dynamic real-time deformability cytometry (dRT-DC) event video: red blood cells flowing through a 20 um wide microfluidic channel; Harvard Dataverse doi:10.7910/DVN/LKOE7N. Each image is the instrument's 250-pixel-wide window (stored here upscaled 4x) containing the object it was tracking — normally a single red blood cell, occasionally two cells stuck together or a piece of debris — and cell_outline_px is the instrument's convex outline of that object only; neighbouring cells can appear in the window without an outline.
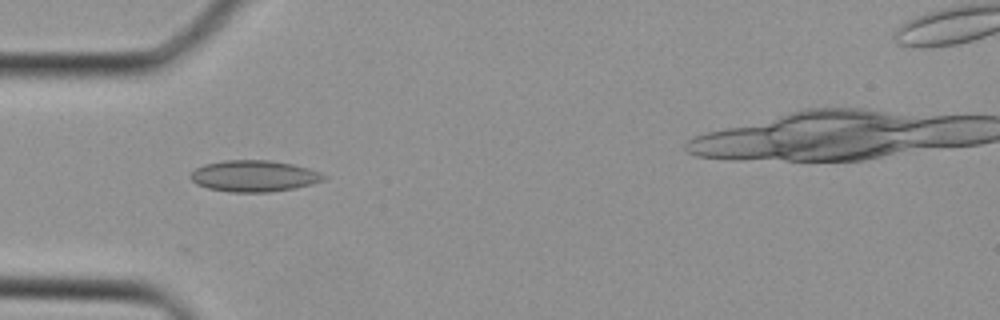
{"species": "Egyptian fruit bat (a non-hibernating species)", "species_latin": "Rousettus aegyptiacus", "temperature_condition": "cold", "stored_images_in_passage": 29, "camera_frame_rate_fps": 3000, "um_per_image_px": 0.085, "animal": {"sex": "female"}, "frame": {"image": 1, "passage_image": 7, "time_ms": 2.0, "image_size_px": [1000, 320], "cell_outline_px": [[328, 176], [324, 180], [312, 184], [292, 188], [268, 192], [228, 192], [208, 188], [196, 184], [188, 176], [196, 168], [204, 164], [224, 160], [268, 160], [292, 164], [308, 168], [320, 172]], "centroid_in_image_um": [21.58, 14.96], "position_along_channel_um": 63.4, "area_um2": 24.33}}
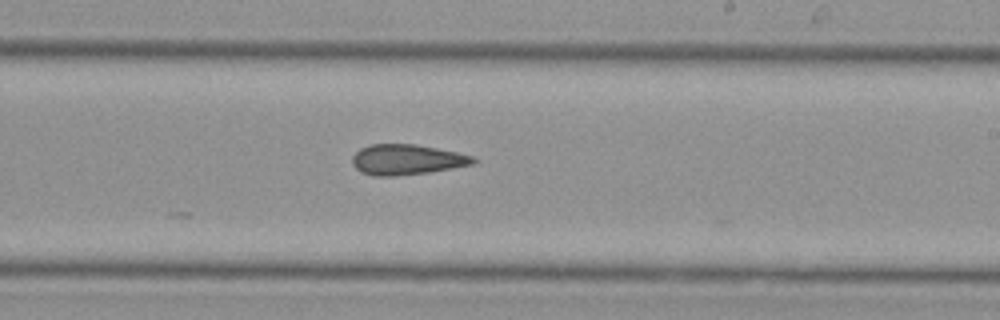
{"frame": {"image": 2, "passage_image": 17, "time_ms": 5.333, "image_size_px": [1000, 320], "cell_outline_px": [[480, 160], [476, 164], [428, 172], [396, 176], [372, 176], [360, 172], [352, 164], [352, 156], [360, 148], [368, 144], [416, 144], [456, 152], [472, 156]], "centroid_in_image_um": [34.57, 13.57], "position_along_channel_um": 254.4, "area_um2": 21.62}}
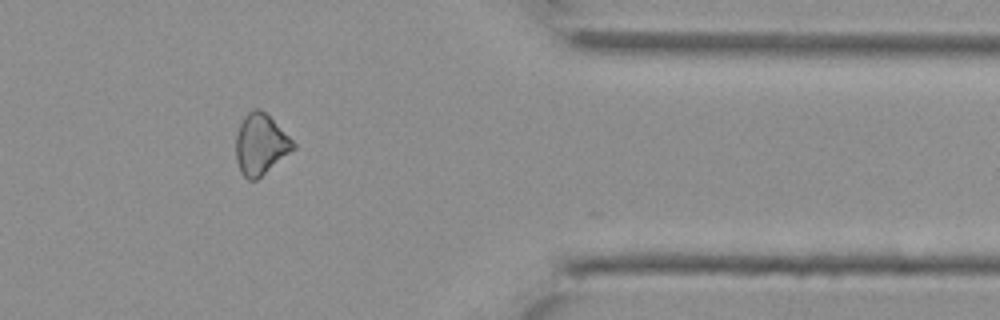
{"frame": {"image": 3, "passage_image": 25, "time_ms": 8.0, "image_size_px": [1000, 320], "cell_outline_px": [[296, 148], [256, 180], [248, 180], [240, 172], [236, 160], [236, 132], [244, 116], [252, 108], [260, 108], [296, 144]], "centroid_in_image_um": [22.12, 12.28], "position_along_channel_um": 389.3, "area_um2": 20.11}}